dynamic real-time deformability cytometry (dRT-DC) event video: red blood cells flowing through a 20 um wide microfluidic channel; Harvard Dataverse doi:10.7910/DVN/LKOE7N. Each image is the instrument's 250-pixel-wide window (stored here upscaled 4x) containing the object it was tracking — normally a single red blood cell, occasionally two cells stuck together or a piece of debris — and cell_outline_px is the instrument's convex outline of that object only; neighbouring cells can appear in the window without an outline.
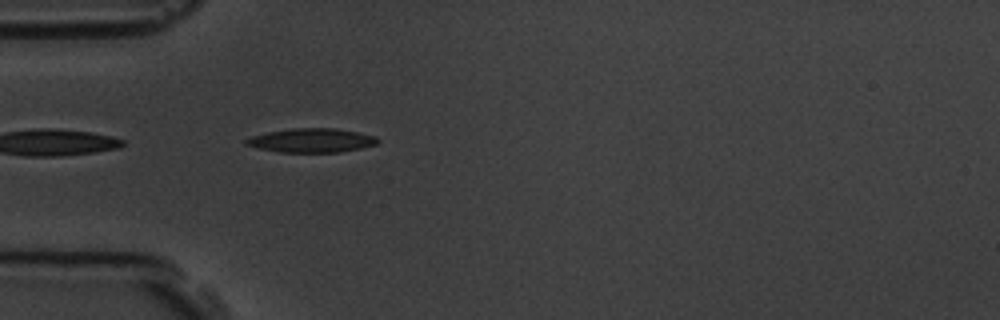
{"species": "common noctule bat (a hibernating species)", "species_latin": "Nyctalus noctula", "temperature_condition": "room temperature", "stored_images_in_passage": 1, "camera_frame_rate_fps": 3000, "um_per_image_px": 0.085, "animal": {"sex": "male", "body_mass_g": 19.5, "forearm_length_mm": 54.6}, "frame": {"image": 1, "passage_image": 1, "time_ms": 0.0, "image_size_px": [1000, 320], "cell_outline_px": [[380, 140], [376, 144], [360, 148], [336, 152], [280, 152], [260, 148], [244, 144], [244, 140], [252, 136], [268, 132], [292, 128], [336, 128], [360, 132], [376, 136]], "centroid_in_image_um": [26.5, 11.92], "position_along_channel_um": 58.5, "area_um2": 18.32}}